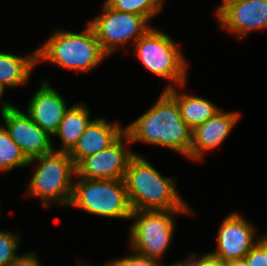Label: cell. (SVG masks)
I'll return each mask as SVG.
<instances>
[{"label":"cell","mask_w":267,"mask_h":266,"mask_svg":"<svg viewBox=\"0 0 267 266\" xmlns=\"http://www.w3.org/2000/svg\"><path fill=\"white\" fill-rule=\"evenodd\" d=\"M68 108L65 99L45 80L30 98L25 112L41 129L53 136Z\"/></svg>","instance_id":"obj_14"},{"label":"cell","mask_w":267,"mask_h":266,"mask_svg":"<svg viewBox=\"0 0 267 266\" xmlns=\"http://www.w3.org/2000/svg\"><path fill=\"white\" fill-rule=\"evenodd\" d=\"M20 230L11 232L0 229V266H11L18 258Z\"/></svg>","instance_id":"obj_21"},{"label":"cell","mask_w":267,"mask_h":266,"mask_svg":"<svg viewBox=\"0 0 267 266\" xmlns=\"http://www.w3.org/2000/svg\"><path fill=\"white\" fill-rule=\"evenodd\" d=\"M89 112L86 103H76L68 108L57 132L53 135L62 143L61 148L54 149L55 151L70 152L74 148L80 136L95 119H90Z\"/></svg>","instance_id":"obj_18"},{"label":"cell","mask_w":267,"mask_h":266,"mask_svg":"<svg viewBox=\"0 0 267 266\" xmlns=\"http://www.w3.org/2000/svg\"><path fill=\"white\" fill-rule=\"evenodd\" d=\"M108 55L102 50L92 26L81 32L54 30L50 38L37 48L38 64L51 62L59 68L88 73Z\"/></svg>","instance_id":"obj_3"},{"label":"cell","mask_w":267,"mask_h":266,"mask_svg":"<svg viewBox=\"0 0 267 266\" xmlns=\"http://www.w3.org/2000/svg\"><path fill=\"white\" fill-rule=\"evenodd\" d=\"M127 144H132L125 132L110 147L83 158L76 166V177L86 179H124L130 158L135 154ZM128 147V148H127Z\"/></svg>","instance_id":"obj_11"},{"label":"cell","mask_w":267,"mask_h":266,"mask_svg":"<svg viewBox=\"0 0 267 266\" xmlns=\"http://www.w3.org/2000/svg\"><path fill=\"white\" fill-rule=\"evenodd\" d=\"M247 266H267V234L244 257Z\"/></svg>","instance_id":"obj_23"},{"label":"cell","mask_w":267,"mask_h":266,"mask_svg":"<svg viewBox=\"0 0 267 266\" xmlns=\"http://www.w3.org/2000/svg\"><path fill=\"white\" fill-rule=\"evenodd\" d=\"M88 23L95 31L102 50L108 56L122 47L128 48L126 45L130 41L134 44L151 27L144 16L121 12L108 7L105 3L102 5V14Z\"/></svg>","instance_id":"obj_8"},{"label":"cell","mask_w":267,"mask_h":266,"mask_svg":"<svg viewBox=\"0 0 267 266\" xmlns=\"http://www.w3.org/2000/svg\"><path fill=\"white\" fill-rule=\"evenodd\" d=\"M77 179L73 183L69 207L99 217L123 220L131 218L132 208L123 179Z\"/></svg>","instance_id":"obj_6"},{"label":"cell","mask_w":267,"mask_h":266,"mask_svg":"<svg viewBox=\"0 0 267 266\" xmlns=\"http://www.w3.org/2000/svg\"><path fill=\"white\" fill-rule=\"evenodd\" d=\"M36 169L27 187L26 195L42 200V206L51 204L68 206L72 196L75 165L69 152L55 151L29 160Z\"/></svg>","instance_id":"obj_4"},{"label":"cell","mask_w":267,"mask_h":266,"mask_svg":"<svg viewBox=\"0 0 267 266\" xmlns=\"http://www.w3.org/2000/svg\"><path fill=\"white\" fill-rule=\"evenodd\" d=\"M28 163L29 160L10 138L8 131L0 125V172L27 167Z\"/></svg>","instance_id":"obj_19"},{"label":"cell","mask_w":267,"mask_h":266,"mask_svg":"<svg viewBox=\"0 0 267 266\" xmlns=\"http://www.w3.org/2000/svg\"><path fill=\"white\" fill-rule=\"evenodd\" d=\"M217 235L216 250L210 253L227 262L244 259L261 238L257 237L253 225L238 212L225 216Z\"/></svg>","instance_id":"obj_12"},{"label":"cell","mask_w":267,"mask_h":266,"mask_svg":"<svg viewBox=\"0 0 267 266\" xmlns=\"http://www.w3.org/2000/svg\"><path fill=\"white\" fill-rule=\"evenodd\" d=\"M228 266H247V265L245 259H238L229 261Z\"/></svg>","instance_id":"obj_27"},{"label":"cell","mask_w":267,"mask_h":266,"mask_svg":"<svg viewBox=\"0 0 267 266\" xmlns=\"http://www.w3.org/2000/svg\"><path fill=\"white\" fill-rule=\"evenodd\" d=\"M131 143H148L189 156L192 130L182 120L176 101L162 91L158 100L136 120L125 127Z\"/></svg>","instance_id":"obj_1"},{"label":"cell","mask_w":267,"mask_h":266,"mask_svg":"<svg viewBox=\"0 0 267 266\" xmlns=\"http://www.w3.org/2000/svg\"><path fill=\"white\" fill-rule=\"evenodd\" d=\"M161 260L143 256L136 252L121 258L110 259L105 266H159Z\"/></svg>","instance_id":"obj_22"},{"label":"cell","mask_w":267,"mask_h":266,"mask_svg":"<svg viewBox=\"0 0 267 266\" xmlns=\"http://www.w3.org/2000/svg\"><path fill=\"white\" fill-rule=\"evenodd\" d=\"M0 112L10 138L28 160L54 150L52 136L41 129L25 111L8 101H2Z\"/></svg>","instance_id":"obj_9"},{"label":"cell","mask_w":267,"mask_h":266,"mask_svg":"<svg viewBox=\"0 0 267 266\" xmlns=\"http://www.w3.org/2000/svg\"><path fill=\"white\" fill-rule=\"evenodd\" d=\"M214 8L219 27L238 40L250 32L267 29V0H232Z\"/></svg>","instance_id":"obj_10"},{"label":"cell","mask_w":267,"mask_h":266,"mask_svg":"<svg viewBox=\"0 0 267 266\" xmlns=\"http://www.w3.org/2000/svg\"><path fill=\"white\" fill-rule=\"evenodd\" d=\"M147 160L135 153L127 165L123 180L132 211L191 210L177 191L174 177L163 176Z\"/></svg>","instance_id":"obj_2"},{"label":"cell","mask_w":267,"mask_h":266,"mask_svg":"<svg viewBox=\"0 0 267 266\" xmlns=\"http://www.w3.org/2000/svg\"><path fill=\"white\" fill-rule=\"evenodd\" d=\"M159 266H162L161 262H160ZM168 266H192V262H191L190 256H188L186 260H184L182 262L177 261V262H174Z\"/></svg>","instance_id":"obj_26"},{"label":"cell","mask_w":267,"mask_h":266,"mask_svg":"<svg viewBox=\"0 0 267 266\" xmlns=\"http://www.w3.org/2000/svg\"><path fill=\"white\" fill-rule=\"evenodd\" d=\"M241 112L219 110L214 116L192 130V143L187 159L201 161L204 154L218 148L238 123Z\"/></svg>","instance_id":"obj_13"},{"label":"cell","mask_w":267,"mask_h":266,"mask_svg":"<svg viewBox=\"0 0 267 266\" xmlns=\"http://www.w3.org/2000/svg\"><path fill=\"white\" fill-rule=\"evenodd\" d=\"M185 84L165 90L179 106L182 120L193 130L214 116L222 108L213 104L209 99L193 94L178 92Z\"/></svg>","instance_id":"obj_17"},{"label":"cell","mask_w":267,"mask_h":266,"mask_svg":"<svg viewBox=\"0 0 267 266\" xmlns=\"http://www.w3.org/2000/svg\"><path fill=\"white\" fill-rule=\"evenodd\" d=\"M133 46L136 57L148 71L174 84H168L164 91L186 84L188 62L170 35L150 27Z\"/></svg>","instance_id":"obj_5"},{"label":"cell","mask_w":267,"mask_h":266,"mask_svg":"<svg viewBox=\"0 0 267 266\" xmlns=\"http://www.w3.org/2000/svg\"><path fill=\"white\" fill-rule=\"evenodd\" d=\"M11 266H43L35 251L19 254Z\"/></svg>","instance_id":"obj_25"},{"label":"cell","mask_w":267,"mask_h":266,"mask_svg":"<svg viewBox=\"0 0 267 266\" xmlns=\"http://www.w3.org/2000/svg\"><path fill=\"white\" fill-rule=\"evenodd\" d=\"M3 95H4V91L0 88V103H1V99H2Z\"/></svg>","instance_id":"obj_29"},{"label":"cell","mask_w":267,"mask_h":266,"mask_svg":"<svg viewBox=\"0 0 267 266\" xmlns=\"http://www.w3.org/2000/svg\"><path fill=\"white\" fill-rule=\"evenodd\" d=\"M228 1H232V0H222V2H228Z\"/></svg>","instance_id":"obj_30"},{"label":"cell","mask_w":267,"mask_h":266,"mask_svg":"<svg viewBox=\"0 0 267 266\" xmlns=\"http://www.w3.org/2000/svg\"><path fill=\"white\" fill-rule=\"evenodd\" d=\"M190 259L192 266H228V262L214 256L212 253H206L202 256L191 254Z\"/></svg>","instance_id":"obj_24"},{"label":"cell","mask_w":267,"mask_h":266,"mask_svg":"<svg viewBox=\"0 0 267 266\" xmlns=\"http://www.w3.org/2000/svg\"><path fill=\"white\" fill-rule=\"evenodd\" d=\"M124 133L125 127L120 122L113 123L103 117H95L69 152V156L76 166L83 158L110 147Z\"/></svg>","instance_id":"obj_15"},{"label":"cell","mask_w":267,"mask_h":266,"mask_svg":"<svg viewBox=\"0 0 267 266\" xmlns=\"http://www.w3.org/2000/svg\"><path fill=\"white\" fill-rule=\"evenodd\" d=\"M192 210H137L130 219L129 246L132 251L158 260L163 258L175 234V218Z\"/></svg>","instance_id":"obj_7"},{"label":"cell","mask_w":267,"mask_h":266,"mask_svg":"<svg viewBox=\"0 0 267 266\" xmlns=\"http://www.w3.org/2000/svg\"><path fill=\"white\" fill-rule=\"evenodd\" d=\"M108 7L144 16L150 21L163 7V0H104Z\"/></svg>","instance_id":"obj_20"},{"label":"cell","mask_w":267,"mask_h":266,"mask_svg":"<svg viewBox=\"0 0 267 266\" xmlns=\"http://www.w3.org/2000/svg\"><path fill=\"white\" fill-rule=\"evenodd\" d=\"M37 65V48L24 56L0 52V88L5 92L7 87L23 86Z\"/></svg>","instance_id":"obj_16"},{"label":"cell","mask_w":267,"mask_h":266,"mask_svg":"<svg viewBox=\"0 0 267 266\" xmlns=\"http://www.w3.org/2000/svg\"><path fill=\"white\" fill-rule=\"evenodd\" d=\"M83 261H80V262H78V265L77 266H91L89 263H85V262H83Z\"/></svg>","instance_id":"obj_28"}]
</instances>
